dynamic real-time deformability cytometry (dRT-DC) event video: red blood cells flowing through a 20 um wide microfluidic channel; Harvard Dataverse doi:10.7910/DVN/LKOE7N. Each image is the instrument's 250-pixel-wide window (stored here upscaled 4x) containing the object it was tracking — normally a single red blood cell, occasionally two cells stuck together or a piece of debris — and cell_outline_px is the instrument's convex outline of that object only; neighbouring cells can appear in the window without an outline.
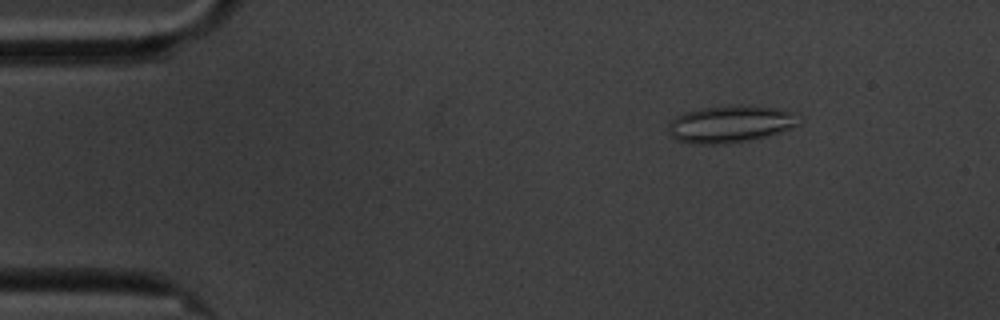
{"species": "common noctule bat (a hibernating species)", "species_latin": "Nyctalus noctula", "temperature_condition": "cold", "stored_images_in_passage": 54, "camera_frame_rate_fps": 3000, "um_per_image_px": 0.085, "animal": {"sex": "male", "body_mass_g": 20.1, "forearm_length_mm": 53.5}, "frame": {"image": 1, "passage_image": 3, "time_ms": 0.667, "image_size_px": [1000, 320], "cell_outline_px": [[804, 120], [800, 124], [780, 132], [768, 136], [748, 140], [724, 144], [688, 144], [672, 136], [668, 132], [668, 124], [676, 116], [684, 112], [700, 108], [732, 104], [748, 104], [776, 108], [792, 112], [804, 116]], "centroid_in_image_um": [62.14, 10.52], "position_along_channel_um": 22.9, "area_um2": 28.9}}
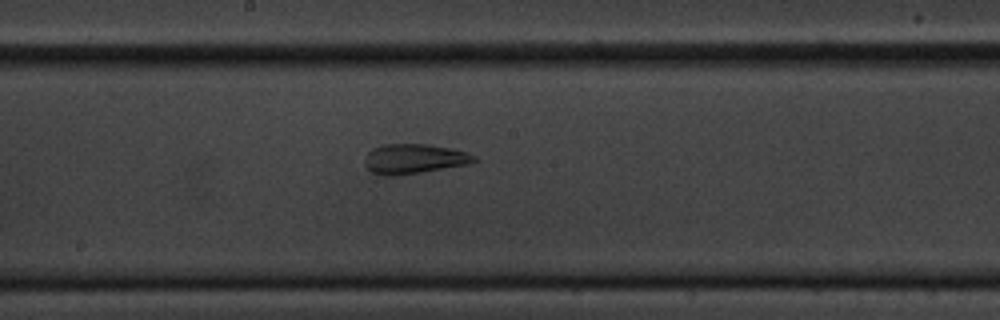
{"frame": {"image": 2, "passage_image": 26, "time_ms": 8.333, "image_size_px": [1000, 320], "cell_outline_px": [[480, 160], [468, 164], [396, 176], [384, 176], [372, 172], [364, 164], [364, 156], [372, 148], [384, 144], [428, 144], [452, 148], [476, 156]], "centroid_in_image_um": [35.17, 13.5], "position_along_channel_um": 213.0, "area_um2": 19.07}}
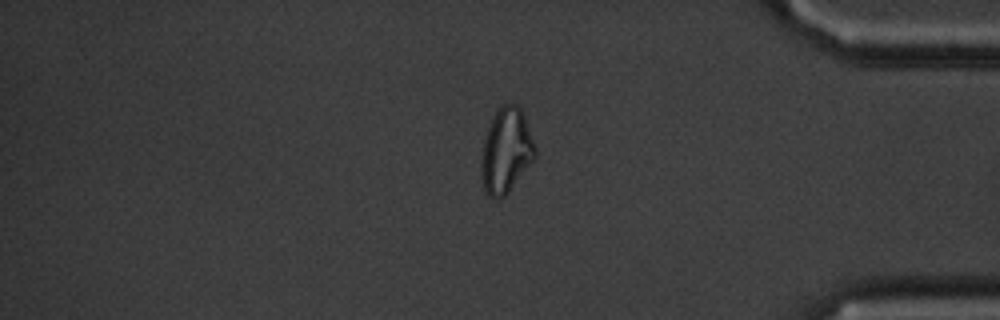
{"frame": {"image": 3, "passage_image": 44, "time_ms": 14.333, "image_size_px": [1000, 320], "cell_outline_px": [[536, 156], [508, 192], [500, 200], [492, 200], [484, 192], [480, 176], [480, 160], [484, 140], [488, 128], [496, 112], [504, 104], [516, 104], [520, 108], [524, 116], [536, 148]], "centroid_in_image_um": [42.98, 12.88], "position_along_channel_um": 392.2, "area_um2": 26.59}, "authors_computed_cell_mechanics": {"area_um2": 24.0737, "velocity_mm_per_s": 3.4011, "shape_relaxation_time_tau1_ms": null, "shape_relaxation_time_tau2_ms": 2.291, "deformation_change_tau1": null, "deformation_change_tau2": 0.1074}}